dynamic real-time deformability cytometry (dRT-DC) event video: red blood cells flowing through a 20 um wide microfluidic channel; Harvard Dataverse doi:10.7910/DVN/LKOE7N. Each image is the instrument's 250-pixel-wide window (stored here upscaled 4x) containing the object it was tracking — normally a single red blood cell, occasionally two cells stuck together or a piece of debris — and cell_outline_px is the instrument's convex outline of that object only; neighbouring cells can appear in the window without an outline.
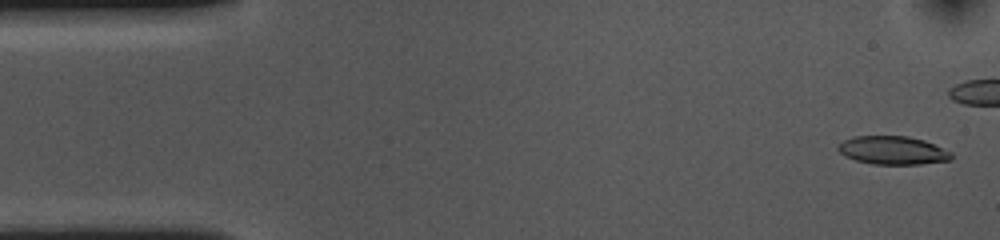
{"species": "common noctule bat (a hibernating species)", "species_latin": "Nyctalus noctula", "temperature_condition": "cold", "stored_images_in_passage": 42, "camera_frame_rate_fps": 3000, "um_per_image_px": 0.085, "animal": {"sex": "female", "body_mass_g": 10.0, "forearm_length_mm": 53.1}, "frame": {"image": 1, "passage_image": 2, "time_ms": 0.333, "image_size_px": [1000, 240], "cell_outline_px": [[952, 160], [920, 164], [872, 164], [856, 160], [844, 156], [836, 148], [844, 140], [852, 136], [908, 136], [924, 140], [952, 152]], "centroid_in_image_um": [75.89, 12.78], "position_along_channel_um": 9.1, "area_um2": 18.73}}
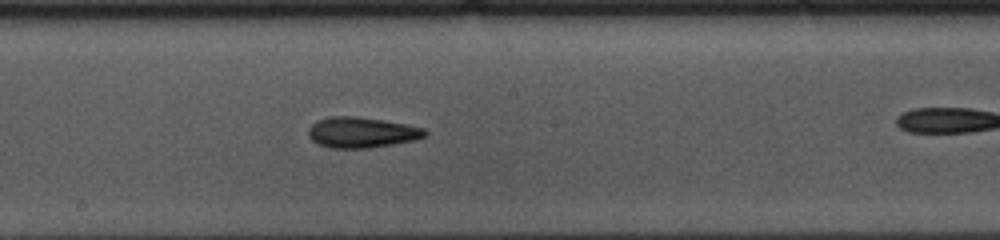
{"frame": {"image": 2, "passage_image": 28, "time_ms": 9.0, "image_size_px": [1000, 240], "cell_outline_px": [[428, 132], [424, 136], [412, 140], [392, 144], [368, 148], [332, 148], [316, 144], [308, 136], [308, 128], [316, 120], [328, 116], [356, 116], [384, 120], [424, 128]], "centroid_in_image_um": [30.67, 11.25], "position_along_channel_um": 217.5, "area_um2": 20.81}}
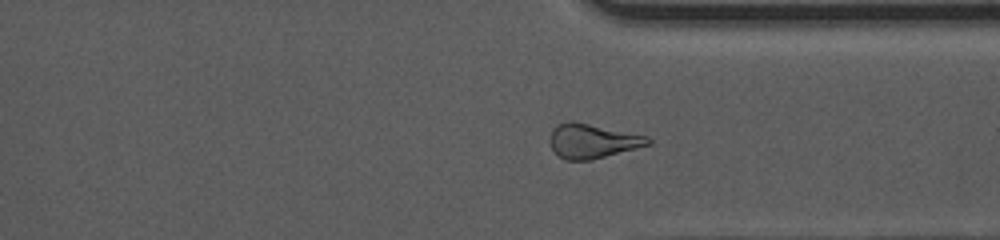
{"frame": {"image": 3, "passage_image": 40, "time_ms": 13.0, "image_size_px": [1000, 240], "cell_outline_px": [[652, 144], [592, 160], [564, 160], [556, 156], [548, 140], [552, 128], [556, 124], [568, 120], [572, 120], [648, 136], [652, 140]], "centroid_in_image_um": [50.31, 11.98], "position_along_channel_um": 361.1, "area_um2": 20.11}}